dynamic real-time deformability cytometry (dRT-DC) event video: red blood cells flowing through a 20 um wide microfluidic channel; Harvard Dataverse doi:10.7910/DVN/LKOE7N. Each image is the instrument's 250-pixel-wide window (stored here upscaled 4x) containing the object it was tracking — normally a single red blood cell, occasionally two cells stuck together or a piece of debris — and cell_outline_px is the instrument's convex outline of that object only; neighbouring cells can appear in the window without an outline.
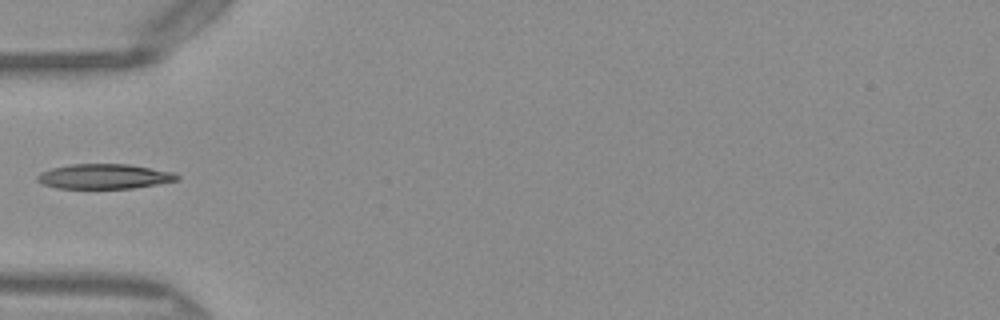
{"species": "Egyptian fruit bat (a non-hibernating species)", "species_latin": "Rousettus aegyptiacus", "temperature_condition": "warm", "stored_images_in_passage": 34, "camera_frame_rate_fps": 3000, "um_per_image_px": 0.085, "frame": {"image": 1, "passage_image": 1, "time_ms": 0.0, "image_size_px": [1000, 320], "cell_outline_px": [[180, 180], [132, 188], [56, 188], [44, 184], [36, 180], [36, 176], [40, 172], [52, 168], [72, 164], [128, 164], [172, 172], [180, 176]], "centroid_in_image_um": [8.85, 14.99], "position_along_channel_um": 76.2, "area_um2": 20.11}}
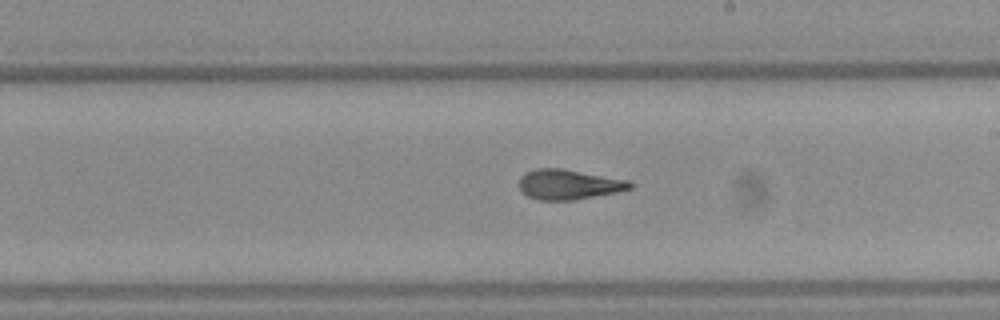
{"frame": {"image": 2, "passage_image": 13, "time_ms": 4.0, "image_size_px": [1000, 320], "cell_outline_px": [[636, 184], [632, 188], [616, 192], [572, 200], [540, 200], [528, 196], [520, 188], [520, 176], [524, 172], [536, 168], [560, 168], [632, 180]], "centroid_in_image_um": [48.38, 15.66], "position_along_channel_um": 240.6, "area_um2": 19.48}}
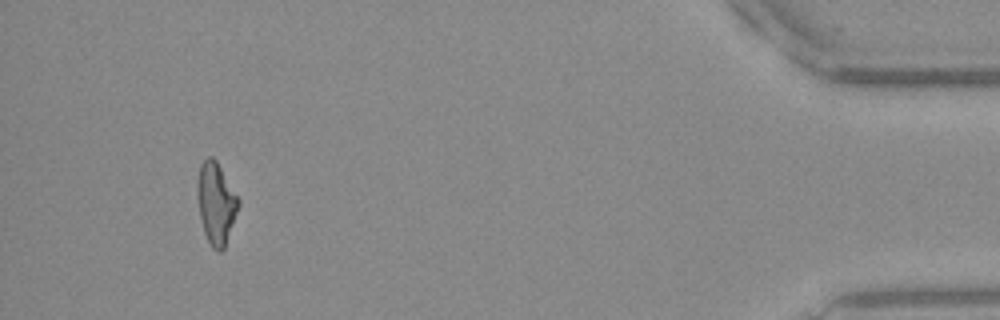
{"frame": {"image": 3, "passage_image": 31, "time_ms": 10.0, "image_size_px": [1000, 320], "cell_outline_px": [[240, 204], [224, 248], [220, 252], [216, 252], [212, 248], [204, 232], [200, 216], [196, 188], [196, 180], [200, 164], [208, 156], [212, 156], [216, 160], [240, 200]], "centroid_in_image_um": [18.35, 17.25], "position_along_channel_um": 416.9, "area_um2": 19.54}}